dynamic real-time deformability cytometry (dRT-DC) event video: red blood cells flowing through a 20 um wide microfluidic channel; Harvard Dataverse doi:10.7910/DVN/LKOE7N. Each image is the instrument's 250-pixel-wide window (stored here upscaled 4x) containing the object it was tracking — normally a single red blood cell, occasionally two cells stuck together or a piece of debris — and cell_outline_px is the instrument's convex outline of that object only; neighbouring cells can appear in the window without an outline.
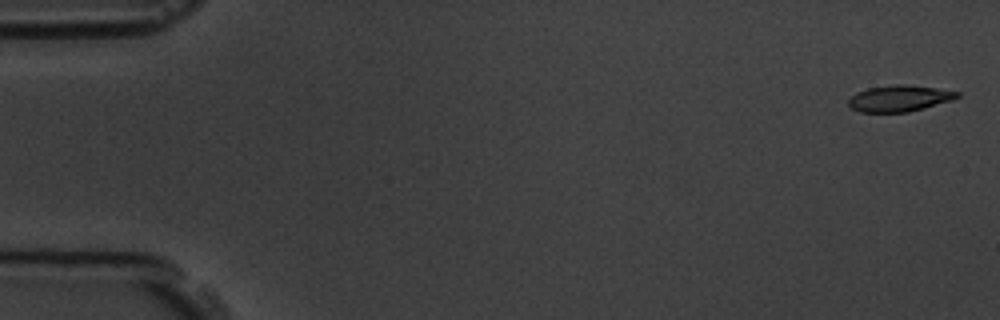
{"species": "common noctule bat (a hibernating species)", "species_latin": "Nyctalus noctula", "temperature_condition": "room temperature", "stored_images_in_passage": 11, "camera_frame_rate_fps": 3000, "um_per_image_px": 0.085, "animal": {"sex": "male", "body_mass_g": 19.5, "forearm_length_mm": 54.6}, "frame": {"image": 1, "passage_image": 1, "time_ms": 0.0, "image_size_px": [1000, 320], "cell_outline_px": [[960, 96], [952, 100], [924, 108], [908, 112], [860, 112], [852, 108], [848, 104], [848, 100], [856, 92], [868, 88], [896, 84], [904, 84], [936, 88], [960, 92]], "centroid_in_image_um": [76.45, 8.36], "position_along_channel_um": 8.6, "area_um2": 16.59}}
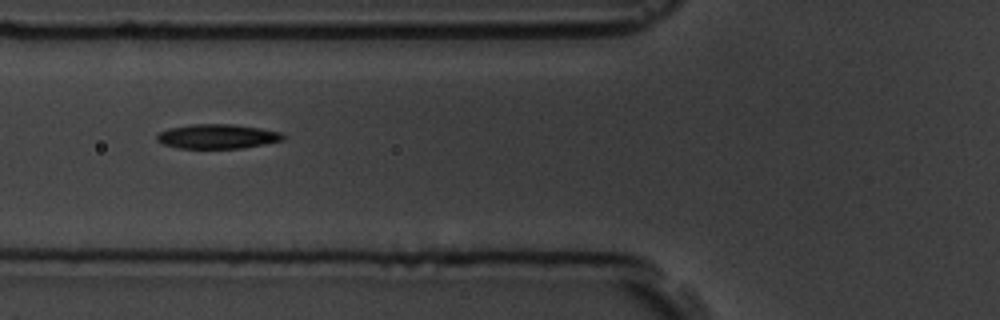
{"frame": {"image": 2, "passage_image": 6, "time_ms": 6.667, "image_size_px": [1000, 320], "cell_outline_px": [[284, 140], [244, 148], [176, 148], [164, 144], [156, 140], [156, 136], [160, 132], [168, 128], [192, 124], [232, 124], [260, 128], [280, 132], [284, 136]], "centroid_in_image_um": [18.46, 11.59], "position_along_channel_um": 107.3, "area_um2": 17.98}}
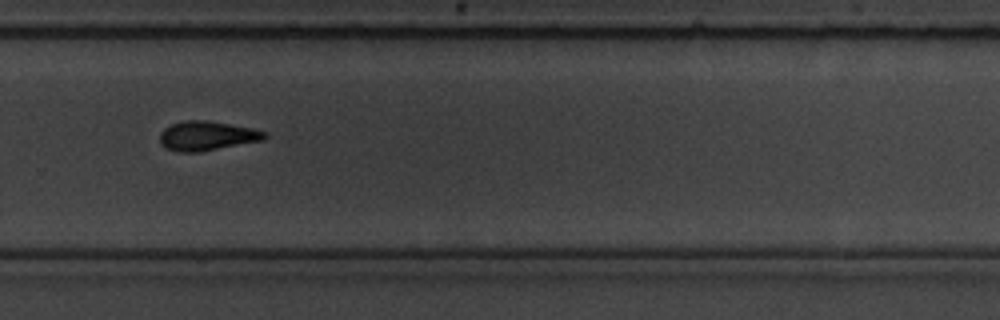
{"frame": {"image": 3, "passage_image": 11, "time_ms": 12.333, "image_size_px": [1000, 320], "cell_outline_px": [[268, 136], [264, 140], [200, 152], [176, 152], [164, 148], [160, 144], [160, 132], [164, 128], [172, 124], [184, 120], [204, 120], [252, 128], [268, 132]], "centroid_in_image_um": [17.58, 11.56], "position_along_channel_um": 312.2, "area_um2": 18.09}}